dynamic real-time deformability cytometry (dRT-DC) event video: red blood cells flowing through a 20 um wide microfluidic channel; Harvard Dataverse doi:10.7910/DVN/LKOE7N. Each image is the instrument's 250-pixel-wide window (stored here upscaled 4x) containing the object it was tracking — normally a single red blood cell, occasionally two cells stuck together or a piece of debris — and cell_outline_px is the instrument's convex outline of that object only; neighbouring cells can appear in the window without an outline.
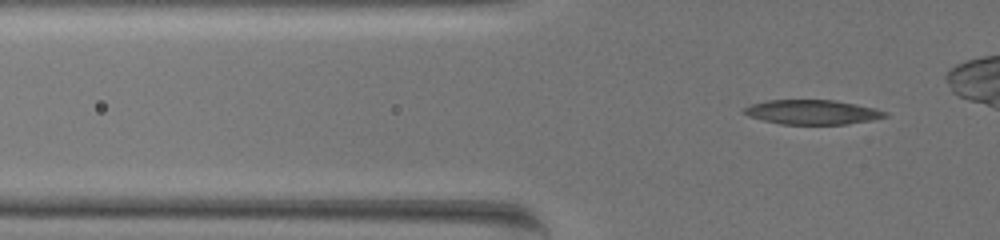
{"species": "common noctule bat (a hibernating species)", "species_latin": "Nyctalus noctula", "temperature_condition": "warm", "stored_images_in_passage": 52, "camera_frame_rate_fps": 3000, "um_per_image_px": 0.085, "animal": {"sex": "female", "body_mass_g": 19.5, "forearm_length_mm": 54.1}, "frame": {"image": 1, "passage_image": 17, "time_ms": 5.333, "image_size_px": [1000, 240], "cell_outline_px": [[888, 116], [868, 120], [844, 124], [780, 124], [748, 116], [740, 112], [744, 108], [752, 104], [768, 100], [832, 100], [856, 104], [876, 108], [888, 112]], "centroid_in_image_um": [69.02, 9.52], "position_along_channel_um": 56.8, "area_um2": 20.0}}
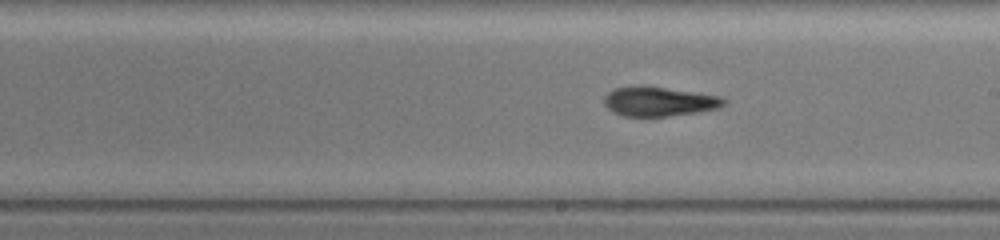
{"frame": {"image": 2, "passage_image": 34, "time_ms": 11.0, "image_size_px": [1000, 240], "cell_outline_px": [[728, 100], [720, 108], [696, 112], [668, 116], [624, 116], [612, 112], [604, 104], [604, 96], [608, 92], [616, 88], [664, 88], [720, 96]], "centroid_in_image_um": [56.04, 8.66], "position_along_channel_um": 233.0, "area_um2": 19.83}}
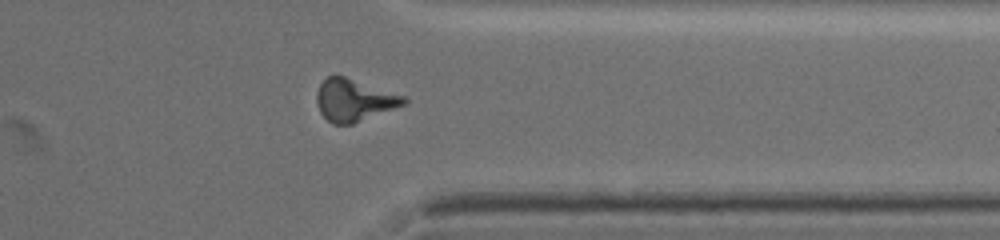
{"frame": {"image": 3, "passage_image": 47, "time_ms": 15.333, "image_size_px": [1000, 240], "cell_outline_px": [[408, 100], [404, 104], [352, 124], [332, 124], [320, 112], [316, 100], [316, 92], [320, 84], [328, 76], [344, 76], [404, 96]], "centroid_in_image_um": [30.05, 8.51], "position_along_channel_um": 381.3, "area_um2": 20.92}}